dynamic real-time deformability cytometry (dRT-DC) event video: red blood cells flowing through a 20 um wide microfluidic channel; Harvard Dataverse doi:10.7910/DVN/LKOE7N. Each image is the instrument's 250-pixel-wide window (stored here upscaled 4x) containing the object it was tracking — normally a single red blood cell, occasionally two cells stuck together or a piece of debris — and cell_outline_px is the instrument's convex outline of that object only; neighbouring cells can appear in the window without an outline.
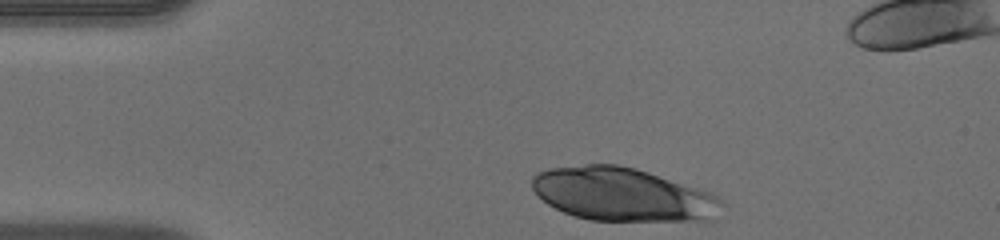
{"species": "human", "species_latin": "Homo sapiens", "temperature_condition": "warm", "stored_images_in_passage": 31, "camera_frame_rate_fps": 3000, "um_per_image_px": 0.085, "donor": {"sex": "male"}, "frame": {"image": 1, "passage_image": 1, "time_ms": 0.0, "image_size_px": [1000, 240], "cell_outline_px": [[724, 204], [712, 220], [588, 220], [564, 212], [548, 204], [532, 188], [532, 176], [548, 168], [584, 164], [616, 164], [636, 168], [720, 196], [724, 200]], "centroid_in_image_um": [52.92, 16.52], "position_along_channel_um": 32.1, "area_um2": 58.49}}